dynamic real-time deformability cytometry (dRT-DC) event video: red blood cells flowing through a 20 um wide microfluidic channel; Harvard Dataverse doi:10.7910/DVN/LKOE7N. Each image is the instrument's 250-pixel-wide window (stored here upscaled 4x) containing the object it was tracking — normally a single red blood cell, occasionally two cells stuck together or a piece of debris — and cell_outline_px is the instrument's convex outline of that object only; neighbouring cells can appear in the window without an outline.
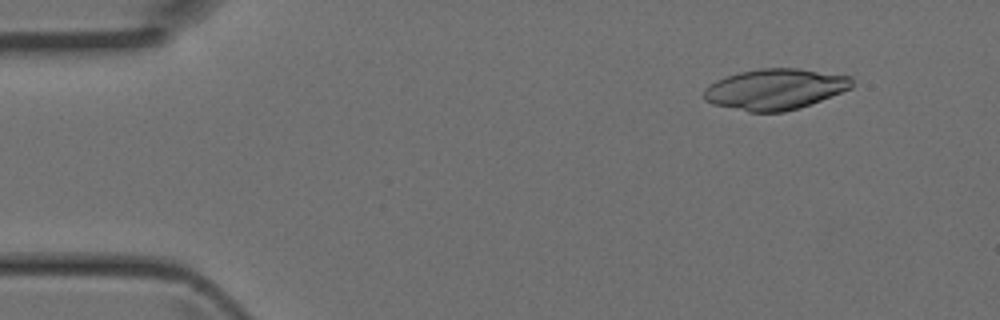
{"species": "Egyptian fruit bat (a non-hibernating species)", "species_latin": "Rousettus aegyptiacus", "temperature_condition": "room temperature", "stored_images_in_passage": 3, "camera_frame_rate_fps": 3000, "um_per_image_px": 0.085, "animal": {"sex": "female"}, "frame": {"image": 1, "passage_image": 1, "time_ms": 0.0, "image_size_px": [1000, 320], "cell_outline_px": [[852, 88], [800, 108], [784, 112], [748, 112], [712, 104], [704, 100], [704, 88], [716, 80], [740, 72], [760, 68], [796, 68], [852, 76]], "centroid_in_image_um": [65.88, 7.59], "position_along_channel_um": 19.1, "area_um2": 35.26}}